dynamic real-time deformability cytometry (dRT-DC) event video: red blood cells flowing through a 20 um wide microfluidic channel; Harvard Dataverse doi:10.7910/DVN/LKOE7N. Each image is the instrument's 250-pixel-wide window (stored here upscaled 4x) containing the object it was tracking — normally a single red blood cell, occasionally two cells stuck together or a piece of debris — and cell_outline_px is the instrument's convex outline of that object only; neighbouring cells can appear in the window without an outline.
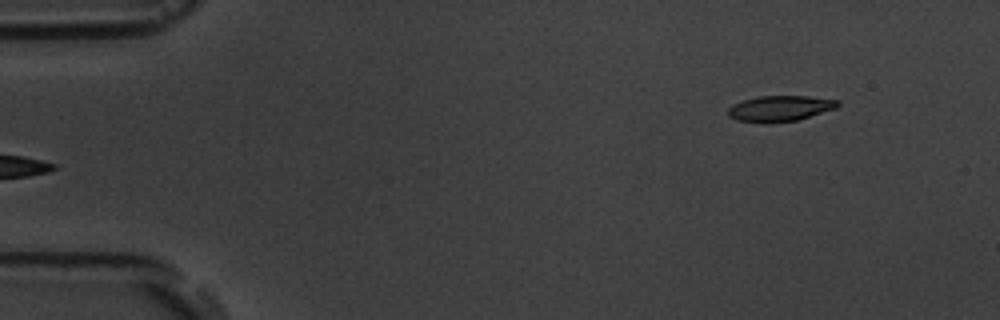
{"species": "common noctule bat (a hibernating species)", "species_latin": "Nyctalus noctula", "temperature_condition": "room temperature", "stored_images_in_passage": 6, "segment_of_instrument_passage": [2, 2], "camera_frame_rate_fps": 3000, "um_per_image_px": 0.085, "animal": {"sex": "male", "body_mass_g": 19.5, "forearm_length_mm": 54.6}, "frame": {"image": 1, "passage_image": 6, "time_ms": 6.667, "image_size_px": [1000, 320], "cell_outline_px": [[840, 104], [836, 108], [796, 120], [764, 124], [736, 120], [728, 116], [728, 108], [732, 104], [756, 96], [808, 96], [840, 100]], "centroid_in_image_um": [66.26, 9.22], "position_along_channel_um": 18.7, "area_um2": 16.59}}